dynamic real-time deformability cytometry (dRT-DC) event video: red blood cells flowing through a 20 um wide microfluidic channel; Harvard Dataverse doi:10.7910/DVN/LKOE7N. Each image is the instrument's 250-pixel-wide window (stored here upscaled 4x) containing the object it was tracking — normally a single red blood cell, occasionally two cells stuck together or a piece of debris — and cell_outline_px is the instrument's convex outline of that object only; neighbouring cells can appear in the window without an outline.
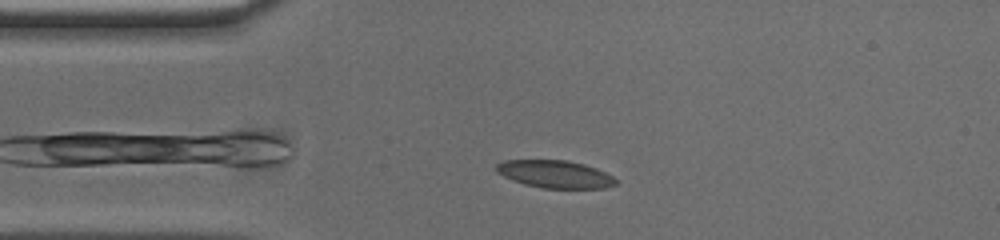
{"species": "common noctule bat (a hibernating species)", "species_latin": "Nyctalus noctula", "temperature_condition": "cold", "stored_images_in_passage": 48, "camera_frame_rate_fps": 3000, "um_per_image_px": 0.085, "animal": {"sex": "male", "body_mass_g": 20.0, "forearm_length_mm": 53.3}, "frame": {"image": 1, "passage_image": 5, "time_ms": 1.333, "image_size_px": [1000, 240], "cell_outline_px": [[616, 184], [604, 188], [544, 188], [524, 184], [512, 180], [496, 172], [496, 164], [504, 160], [568, 160], [584, 164], [596, 168], [612, 176], [616, 180]], "centroid_in_image_um": [47.16, 14.79], "position_along_channel_um": 37.8, "area_um2": 19.13}}
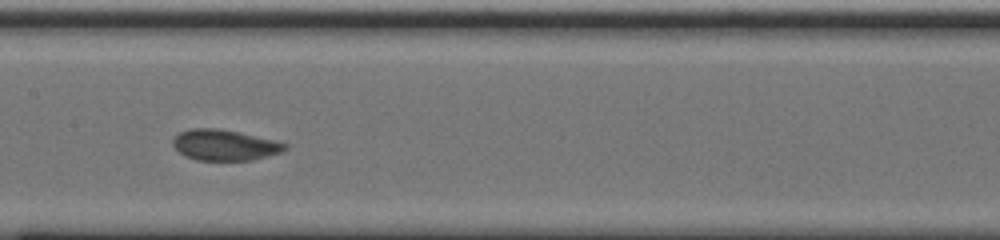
{"frame": {"image": 2, "passage_image": 19, "time_ms": 6.0, "image_size_px": [1000, 240], "cell_outline_px": [[288, 148], [280, 152], [252, 160], [196, 160], [184, 156], [172, 144], [172, 140], [180, 132], [192, 128], [216, 128], [276, 140], [288, 144]], "centroid_in_image_um": [19.09, 12.33], "position_along_channel_um": 188.3, "area_um2": 19.94}}
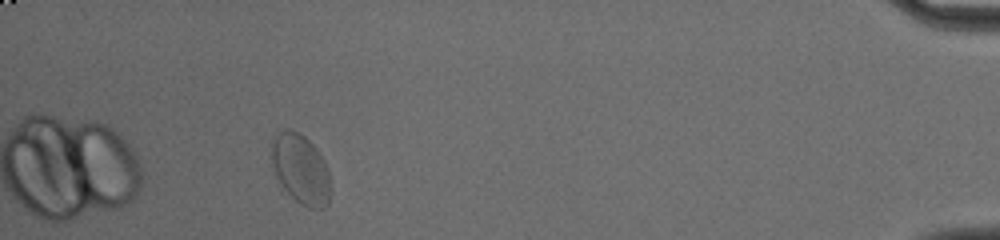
{"frame": {"image": 3, "passage_image": 43, "time_ms": 14.0, "image_size_px": [1000, 240], "cell_outline_px": [[332, 188], [328, 204], [324, 208], [308, 208], [300, 204], [280, 184], [272, 164], [272, 140], [276, 132], [284, 128], [292, 128], [300, 132], [316, 148], [324, 160], [328, 168]], "centroid_in_image_um": [25.58, 14.35], "position_along_channel_um": 409.6, "area_um2": 24.33}}